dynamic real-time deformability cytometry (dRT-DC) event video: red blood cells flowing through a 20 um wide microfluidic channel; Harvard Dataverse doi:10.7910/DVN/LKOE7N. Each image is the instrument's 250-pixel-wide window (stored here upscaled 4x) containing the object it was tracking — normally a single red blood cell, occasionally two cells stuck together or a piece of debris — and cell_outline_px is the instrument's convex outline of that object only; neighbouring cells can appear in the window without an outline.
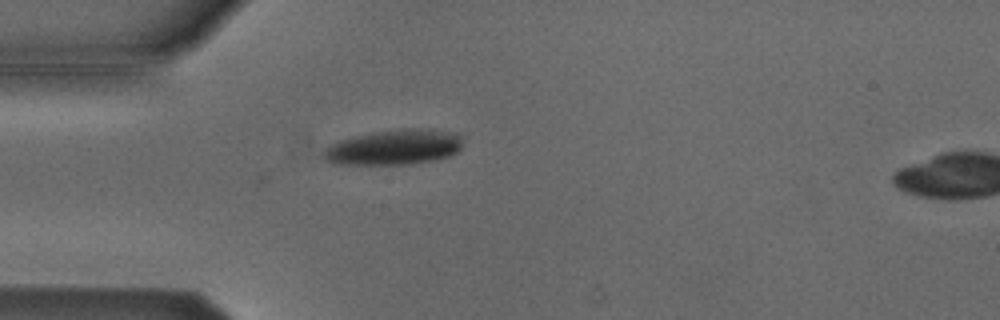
{"species": "Egyptian fruit bat (a non-hibernating species)", "species_latin": "Rousettus aegyptiacus", "temperature_condition": "cold", "stored_images_in_passage": 2, "camera_frame_rate_fps": 3000, "um_per_image_px": 0.085, "animal": {"sex": "male"}, "frame": {"image": 1, "passage_image": 2, "time_ms": 0.333, "image_size_px": [1000, 320], "cell_outline_px": [[460, 152], [448, 156], [432, 160], [412, 164], [332, 164], [324, 160], [320, 156], [324, 148], [336, 140], [372, 132], [400, 128], [432, 128], [456, 132], [460, 136]], "centroid_in_image_um": [33.45, 12.5], "position_along_channel_um": 51.6, "area_um2": 29.19}}